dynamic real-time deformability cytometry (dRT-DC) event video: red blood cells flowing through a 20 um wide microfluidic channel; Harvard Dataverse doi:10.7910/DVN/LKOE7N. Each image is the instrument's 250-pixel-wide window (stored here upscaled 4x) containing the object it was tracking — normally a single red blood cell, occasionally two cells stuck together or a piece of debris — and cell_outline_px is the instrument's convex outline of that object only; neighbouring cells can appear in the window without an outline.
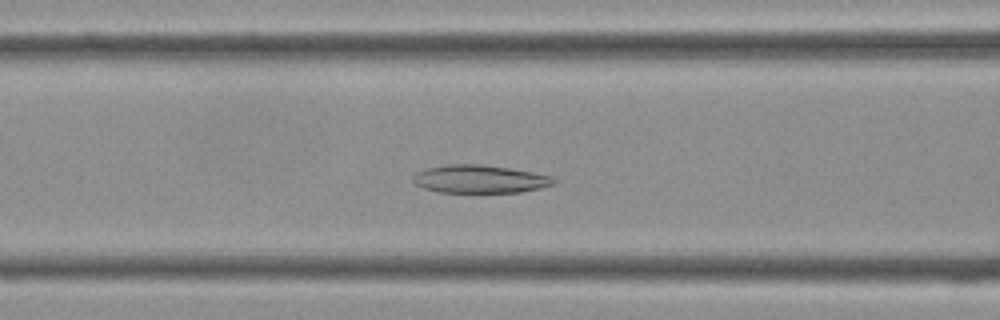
{"species": "Egyptian fruit bat (a non-hibernating species)", "species_latin": "Rousettus aegyptiacus", "temperature_condition": "cold", "stored_images_in_passage": 32, "camera_frame_rate_fps": 3000, "um_per_image_px": 0.085, "frame": {"image": 1, "passage_image": 7, "time_ms": 2.0, "image_size_px": [1000, 320], "cell_outline_px": [[556, 180], [552, 184], [540, 188], [520, 192], [440, 192], [424, 188], [416, 184], [412, 180], [412, 176], [416, 172], [424, 168], [448, 164], [480, 164], [508, 168], [532, 172], [552, 176]], "centroid_in_image_um": [40.73, 15.21], "position_along_channel_um": 125.9, "area_um2": 22.89}}
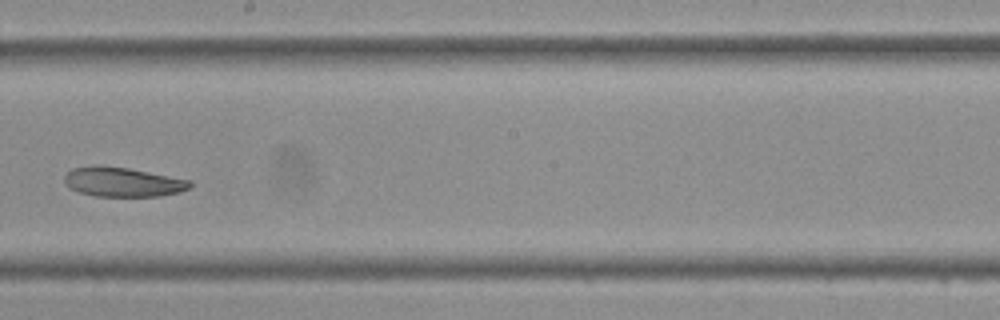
{"frame": {"image": 2, "passage_image": 14, "time_ms": 4.333, "image_size_px": [1000, 320], "cell_outline_px": [[192, 184], [188, 188], [180, 192], [160, 196], [96, 196], [80, 192], [64, 184], [64, 176], [72, 168], [96, 164], [100, 164], [128, 168], [192, 180]], "centroid_in_image_um": [10.42, 15.45], "position_along_channel_um": 237.8, "area_um2": 21.68}}
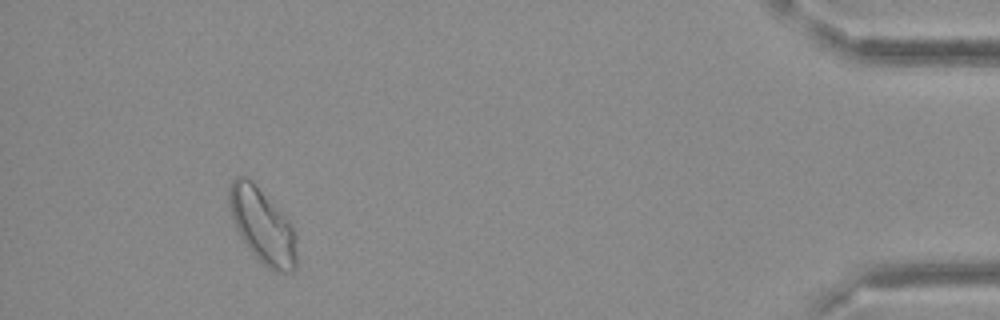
{"frame": {"image": 3, "passage_image": 29, "time_ms": 9.333, "image_size_px": [1000, 320], "cell_outline_px": [[296, 268], [292, 272], [276, 272], [268, 268], [248, 248], [240, 236], [236, 228], [228, 204], [228, 188], [232, 180], [236, 176], [244, 176], [288, 220], [296, 236]], "centroid_in_image_um": [22.29, 19.25], "position_along_channel_um": 412.9, "area_um2": 28.55}}